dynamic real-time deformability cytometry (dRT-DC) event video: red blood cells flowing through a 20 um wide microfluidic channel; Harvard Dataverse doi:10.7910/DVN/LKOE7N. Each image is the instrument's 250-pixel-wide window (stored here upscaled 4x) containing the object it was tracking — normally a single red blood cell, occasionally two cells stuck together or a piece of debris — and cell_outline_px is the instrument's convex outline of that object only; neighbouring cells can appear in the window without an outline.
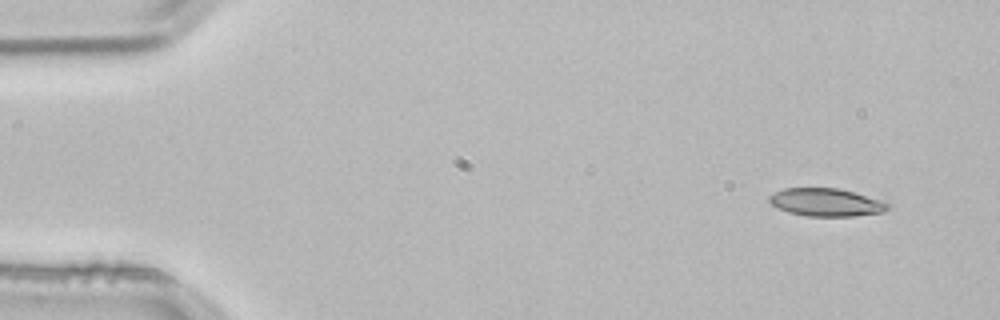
{"species": "common noctule bat (a hibernating species)", "species_latin": "Nyctalus noctula", "temperature_condition": "room temperature", "stored_images_in_passage": 4, "segment_of_instrument_passage": [1, 2], "camera_frame_rate_fps": 3000, "um_per_image_px": 0.085, "animal": {"sex": "male", "body_mass_g": 21.5, "forearm_length_mm": 52.0}, "frame": {"image": 1, "passage_image": 1, "time_ms": 0.0, "image_size_px": [1000, 320], "cell_outline_px": [[892, 208], [884, 212], [852, 216], [808, 216], [788, 212], [772, 204], [768, 200], [768, 196], [784, 188], [840, 188], [880, 200], [892, 204]], "centroid_in_image_um": [70.27, 17.2], "position_along_channel_um": 14.7, "area_um2": 19.25}}